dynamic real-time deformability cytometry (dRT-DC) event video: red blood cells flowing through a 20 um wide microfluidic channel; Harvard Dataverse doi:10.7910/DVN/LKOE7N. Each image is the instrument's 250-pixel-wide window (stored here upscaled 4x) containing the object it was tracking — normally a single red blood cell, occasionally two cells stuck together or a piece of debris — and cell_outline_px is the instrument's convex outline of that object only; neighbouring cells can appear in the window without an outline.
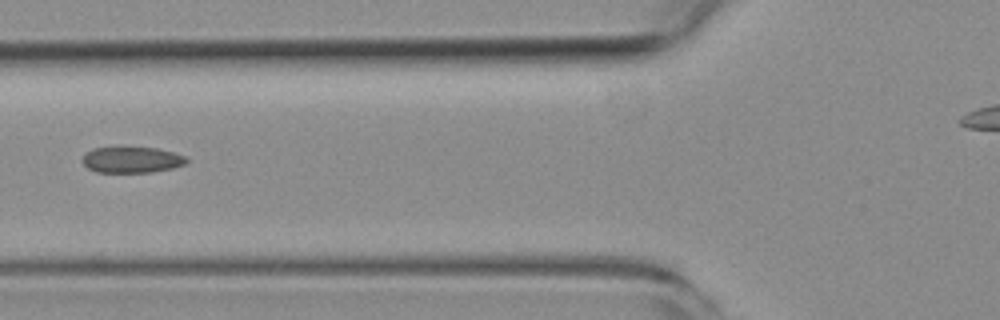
{"species": "common noctule bat (a hibernating species)", "species_latin": "Nyctalus noctula", "temperature_condition": "room temperature", "stored_images_in_passage": 8, "camera_frame_rate_fps": 3000, "um_per_image_px": 0.085, "animal": {"sex": "female", "body_mass_g": 19.3, "forearm_length_mm": 54.1}, "frame": {"image": 1, "passage_image": 7, "time_ms": 7.0, "image_size_px": [1000, 320], "cell_outline_px": [[188, 160], [184, 164], [172, 168], [152, 172], [96, 172], [88, 168], [84, 164], [84, 156], [92, 148], [116, 144], [120, 144], [156, 148], [188, 156]], "centroid_in_image_um": [11.19, 13.52], "position_along_channel_um": 114.6, "area_um2": 16.47}}
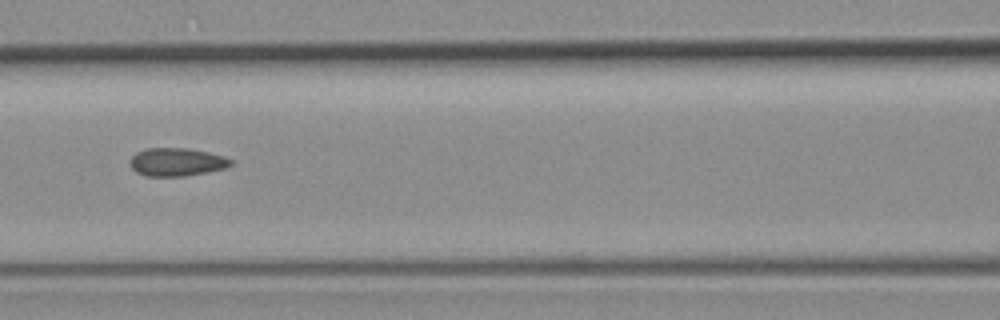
{"frame": {"image": 2, "passage_image": 8, "time_ms": 8.0, "image_size_px": [1000, 320], "cell_outline_px": [[232, 164], [228, 168], [208, 172], [184, 176], [144, 176], [136, 172], [128, 164], [128, 160], [136, 152], [148, 148], [188, 148], [208, 152], [224, 156], [232, 160]], "centroid_in_image_um": [15.0, 13.77], "position_along_channel_um": 151.6, "area_um2": 16.76}}